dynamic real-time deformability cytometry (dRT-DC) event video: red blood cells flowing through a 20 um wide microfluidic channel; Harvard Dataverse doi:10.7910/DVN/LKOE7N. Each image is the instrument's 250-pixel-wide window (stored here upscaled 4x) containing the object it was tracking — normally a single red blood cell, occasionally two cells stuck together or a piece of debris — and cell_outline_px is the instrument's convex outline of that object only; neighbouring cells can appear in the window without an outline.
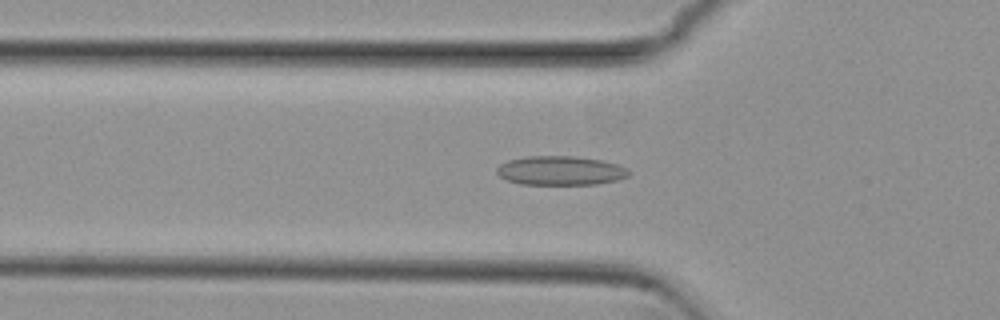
{"species": "common noctule bat (a hibernating species)", "species_latin": "Nyctalus noctula", "temperature_condition": "cold", "stored_images_in_passage": 53, "camera_frame_rate_fps": 3000, "um_per_image_px": 0.085, "animal": {"sex": "female", "body_mass_g": 29.2, "forearm_length_mm": 56.3}, "frame": {"image": 1, "passage_image": 17, "time_ms": 5.333, "image_size_px": [1000, 320], "cell_outline_px": [[628, 176], [616, 180], [596, 184], [520, 184], [508, 180], [500, 176], [496, 172], [496, 168], [500, 164], [508, 160], [528, 156], [572, 156], [600, 160], [616, 164], [624, 168], [628, 172]], "centroid_in_image_um": [47.58, 14.5], "position_along_channel_um": 78.2, "area_um2": 22.08}}
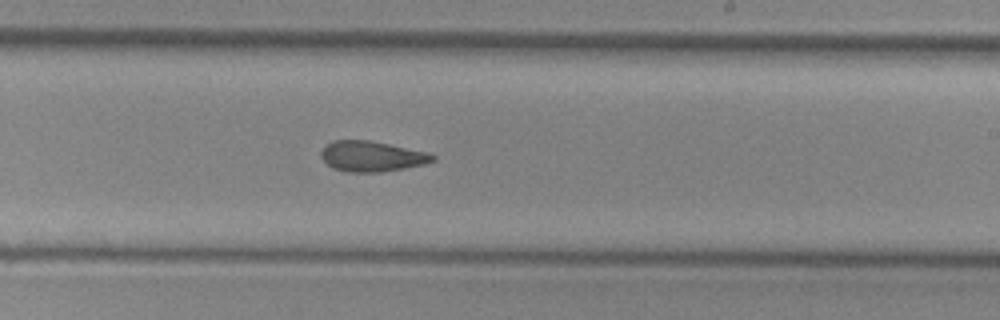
{"frame": {"image": 2, "passage_image": 31, "time_ms": 10.0, "image_size_px": [1000, 320], "cell_outline_px": [[436, 160], [424, 164], [404, 168], [380, 172], [348, 172], [332, 168], [320, 156], [320, 152], [324, 144], [332, 140], [368, 140], [428, 152], [436, 156]], "centroid_in_image_um": [31.57, 13.28], "position_along_channel_um": 257.4, "area_um2": 19.88}}
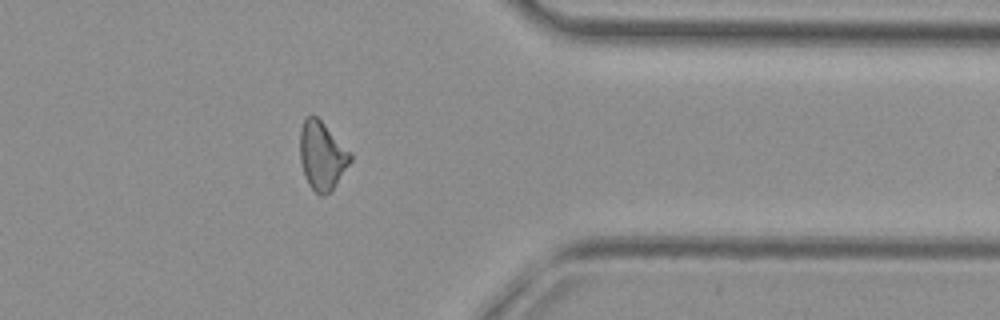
{"frame": {"image": 3, "passage_image": 42, "time_ms": 13.667, "image_size_px": [1000, 320], "cell_outline_px": [[352, 160], [332, 192], [324, 196], [320, 196], [308, 184], [304, 176], [300, 160], [300, 128], [304, 120], [312, 112], [352, 152]], "centroid_in_image_um": [27.38, 13.25], "position_along_channel_um": 384.0, "area_um2": 20.4}, "authors_computed_cell_mechanics": {"area_um2": 20.4034, "velocity_mm_per_s": 3.8333, "shape_relaxation_time_tau1_ms": null, "shape_relaxation_time_tau2_ms": 3.6849, "deformation_change_tau1": null, "deformation_change_tau2": 0.1118}}